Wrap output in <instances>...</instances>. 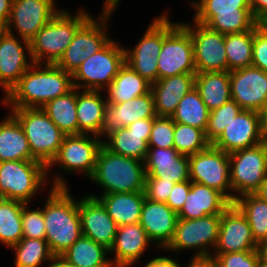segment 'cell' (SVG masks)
<instances>
[{"instance_id": "5bb4252c", "label": "cell", "mask_w": 267, "mask_h": 267, "mask_svg": "<svg viewBox=\"0 0 267 267\" xmlns=\"http://www.w3.org/2000/svg\"><path fill=\"white\" fill-rule=\"evenodd\" d=\"M189 176L192 182L216 189L233 203L229 153L210 145L206 150L190 155Z\"/></svg>"}, {"instance_id": "f5cc1de1", "label": "cell", "mask_w": 267, "mask_h": 267, "mask_svg": "<svg viewBox=\"0 0 267 267\" xmlns=\"http://www.w3.org/2000/svg\"><path fill=\"white\" fill-rule=\"evenodd\" d=\"M186 267H218L214 256H192Z\"/></svg>"}, {"instance_id": "e575fe53", "label": "cell", "mask_w": 267, "mask_h": 267, "mask_svg": "<svg viewBox=\"0 0 267 267\" xmlns=\"http://www.w3.org/2000/svg\"><path fill=\"white\" fill-rule=\"evenodd\" d=\"M107 253L109 250L82 235L60 256L80 267H113Z\"/></svg>"}, {"instance_id": "d6a6232c", "label": "cell", "mask_w": 267, "mask_h": 267, "mask_svg": "<svg viewBox=\"0 0 267 267\" xmlns=\"http://www.w3.org/2000/svg\"><path fill=\"white\" fill-rule=\"evenodd\" d=\"M195 89L209 111L231 100L230 72L214 71L195 74Z\"/></svg>"}, {"instance_id": "83f0119b", "label": "cell", "mask_w": 267, "mask_h": 267, "mask_svg": "<svg viewBox=\"0 0 267 267\" xmlns=\"http://www.w3.org/2000/svg\"><path fill=\"white\" fill-rule=\"evenodd\" d=\"M232 203L219 191L191 181L185 204L177 213L181 219H197L207 215H222Z\"/></svg>"}, {"instance_id": "7c38bea8", "label": "cell", "mask_w": 267, "mask_h": 267, "mask_svg": "<svg viewBox=\"0 0 267 267\" xmlns=\"http://www.w3.org/2000/svg\"><path fill=\"white\" fill-rule=\"evenodd\" d=\"M221 215H207L197 219L178 218L174 236L165 251L180 252L195 249L193 256H210L218 240ZM212 247V248H210ZM209 248V249H208Z\"/></svg>"}, {"instance_id": "6da1fadb", "label": "cell", "mask_w": 267, "mask_h": 267, "mask_svg": "<svg viewBox=\"0 0 267 267\" xmlns=\"http://www.w3.org/2000/svg\"><path fill=\"white\" fill-rule=\"evenodd\" d=\"M59 174L52 179L50 192L42 207L45 240L54 256H60L82 236L79 200L74 199L64 176Z\"/></svg>"}, {"instance_id": "7a4b0ae2", "label": "cell", "mask_w": 267, "mask_h": 267, "mask_svg": "<svg viewBox=\"0 0 267 267\" xmlns=\"http://www.w3.org/2000/svg\"><path fill=\"white\" fill-rule=\"evenodd\" d=\"M73 88L72 74L56 64L33 63L4 96L2 104L8 108H42Z\"/></svg>"}, {"instance_id": "52a82bcc", "label": "cell", "mask_w": 267, "mask_h": 267, "mask_svg": "<svg viewBox=\"0 0 267 267\" xmlns=\"http://www.w3.org/2000/svg\"><path fill=\"white\" fill-rule=\"evenodd\" d=\"M163 13V42L158 55V79L180 74H196L191 35L180 23Z\"/></svg>"}, {"instance_id": "8992f818", "label": "cell", "mask_w": 267, "mask_h": 267, "mask_svg": "<svg viewBox=\"0 0 267 267\" xmlns=\"http://www.w3.org/2000/svg\"><path fill=\"white\" fill-rule=\"evenodd\" d=\"M22 126L32 156L48 166L59 152L66 134L48 117L42 108H10Z\"/></svg>"}, {"instance_id": "cb8c5ba5", "label": "cell", "mask_w": 267, "mask_h": 267, "mask_svg": "<svg viewBox=\"0 0 267 267\" xmlns=\"http://www.w3.org/2000/svg\"><path fill=\"white\" fill-rule=\"evenodd\" d=\"M154 119H139L109 134L107 140H103V145L113 153L144 161L149 149L148 140Z\"/></svg>"}, {"instance_id": "f6af8a7d", "label": "cell", "mask_w": 267, "mask_h": 267, "mask_svg": "<svg viewBox=\"0 0 267 267\" xmlns=\"http://www.w3.org/2000/svg\"><path fill=\"white\" fill-rule=\"evenodd\" d=\"M30 203H24L22 207V231L23 238L45 239V220L42 208L29 210Z\"/></svg>"}, {"instance_id": "7dc6e473", "label": "cell", "mask_w": 267, "mask_h": 267, "mask_svg": "<svg viewBox=\"0 0 267 267\" xmlns=\"http://www.w3.org/2000/svg\"><path fill=\"white\" fill-rule=\"evenodd\" d=\"M252 66L267 72V27L260 23L254 26Z\"/></svg>"}, {"instance_id": "8d00e7d4", "label": "cell", "mask_w": 267, "mask_h": 267, "mask_svg": "<svg viewBox=\"0 0 267 267\" xmlns=\"http://www.w3.org/2000/svg\"><path fill=\"white\" fill-rule=\"evenodd\" d=\"M24 202L0 198V243L11 248L23 238L22 207Z\"/></svg>"}, {"instance_id": "db71d44e", "label": "cell", "mask_w": 267, "mask_h": 267, "mask_svg": "<svg viewBox=\"0 0 267 267\" xmlns=\"http://www.w3.org/2000/svg\"><path fill=\"white\" fill-rule=\"evenodd\" d=\"M12 0H0V28L8 22L11 13Z\"/></svg>"}, {"instance_id": "9c48e42d", "label": "cell", "mask_w": 267, "mask_h": 267, "mask_svg": "<svg viewBox=\"0 0 267 267\" xmlns=\"http://www.w3.org/2000/svg\"><path fill=\"white\" fill-rule=\"evenodd\" d=\"M124 64L125 48L111 39L76 69L72 74L73 86L80 90L104 92Z\"/></svg>"}, {"instance_id": "ee69618b", "label": "cell", "mask_w": 267, "mask_h": 267, "mask_svg": "<svg viewBox=\"0 0 267 267\" xmlns=\"http://www.w3.org/2000/svg\"><path fill=\"white\" fill-rule=\"evenodd\" d=\"M149 148L174 147V121L171 117L156 116L148 140Z\"/></svg>"}, {"instance_id": "6f0895ef", "label": "cell", "mask_w": 267, "mask_h": 267, "mask_svg": "<svg viewBox=\"0 0 267 267\" xmlns=\"http://www.w3.org/2000/svg\"><path fill=\"white\" fill-rule=\"evenodd\" d=\"M261 115V129L264 139L267 137V103L260 112Z\"/></svg>"}, {"instance_id": "3957f363", "label": "cell", "mask_w": 267, "mask_h": 267, "mask_svg": "<svg viewBox=\"0 0 267 267\" xmlns=\"http://www.w3.org/2000/svg\"><path fill=\"white\" fill-rule=\"evenodd\" d=\"M145 177L144 161L113 153L102 145L89 180L104 190L101 195H106L145 191Z\"/></svg>"}, {"instance_id": "5b68a950", "label": "cell", "mask_w": 267, "mask_h": 267, "mask_svg": "<svg viewBox=\"0 0 267 267\" xmlns=\"http://www.w3.org/2000/svg\"><path fill=\"white\" fill-rule=\"evenodd\" d=\"M190 4L196 12L193 22L219 33L248 31L258 23L252 15L250 0H196Z\"/></svg>"}, {"instance_id": "484cf974", "label": "cell", "mask_w": 267, "mask_h": 267, "mask_svg": "<svg viewBox=\"0 0 267 267\" xmlns=\"http://www.w3.org/2000/svg\"><path fill=\"white\" fill-rule=\"evenodd\" d=\"M144 166L145 178H164L174 183L190 180L189 156L180 154L174 147L149 148Z\"/></svg>"}, {"instance_id": "4dcf8cb0", "label": "cell", "mask_w": 267, "mask_h": 267, "mask_svg": "<svg viewBox=\"0 0 267 267\" xmlns=\"http://www.w3.org/2000/svg\"><path fill=\"white\" fill-rule=\"evenodd\" d=\"M101 90L77 89L78 134L98 136L104 122L106 98Z\"/></svg>"}, {"instance_id": "f907efd6", "label": "cell", "mask_w": 267, "mask_h": 267, "mask_svg": "<svg viewBox=\"0 0 267 267\" xmlns=\"http://www.w3.org/2000/svg\"><path fill=\"white\" fill-rule=\"evenodd\" d=\"M250 8L258 23L263 24L267 21V0H250Z\"/></svg>"}, {"instance_id": "f1b7e54d", "label": "cell", "mask_w": 267, "mask_h": 267, "mask_svg": "<svg viewBox=\"0 0 267 267\" xmlns=\"http://www.w3.org/2000/svg\"><path fill=\"white\" fill-rule=\"evenodd\" d=\"M195 88V74H180L158 79L151 84L157 116L171 117L180 100Z\"/></svg>"}, {"instance_id": "f35d334b", "label": "cell", "mask_w": 267, "mask_h": 267, "mask_svg": "<svg viewBox=\"0 0 267 267\" xmlns=\"http://www.w3.org/2000/svg\"><path fill=\"white\" fill-rule=\"evenodd\" d=\"M234 204L246 216L255 242L267 240V202L254 194H244L235 199Z\"/></svg>"}, {"instance_id": "277c9868", "label": "cell", "mask_w": 267, "mask_h": 267, "mask_svg": "<svg viewBox=\"0 0 267 267\" xmlns=\"http://www.w3.org/2000/svg\"><path fill=\"white\" fill-rule=\"evenodd\" d=\"M61 9L29 41L33 63L56 64L68 48L77 30L91 17L84 9L76 15Z\"/></svg>"}, {"instance_id": "60d3db41", "label": "cell", "mask_w": 267, "mask_h": 267, "mask_svg": "<svg viewBox=\"0 0 267 267\" xmlns=\"http://www.w3.org/2000/svg\"><path fill=\"white\" fill-rule=\"evenodd\" d=\"M10 249L15 252V267H40L45 261L50 266L53 258L45 239L22 238Z\"/></svg>"}, {"instance_id": "bcb514c9", "label": "cell", "mask_w": 267, "mask_h": 267, "mask_svg": "<svg viewBox=\"0 0 267 267\" xmlns=\"http://www.w3.org/2000/svg\"><path fill=\"white\" fill-rule=\"evenodd\" d=\"M218 267H257L260 261L258 250L230 253H214Z\"/></svg>"}, {"instance_id": "d6986e66", "label": "cell", "mask_w": 267, "mask_h": 267, "mask_svg": "<svg viewBox=\"0 0 267 267\" xmlns=\"http://www.w3.org/2000/svg\"><path fill=\"white\" fill-rule=\"evenodd\" d=\"M230 90L243 110L260 113L267 103V72L254 66L230 71Z\"/></svg>"}, {"instance_id": "b9f144b4", "label": "cell", "mask_w": 267, "mask_h": 267, "mask_svg": "<svg viewBox=\"0 0 267 267\" xmlns=\"http://www.w3.org/2000/svg\"><path fill=\"white\" fill-rule=\"evenodd\" d=\"M211 143L202 129L174 122V148L182 155H193L206 150Z\"/></svg>"}, {"instance_id": "94428289", "label": "cell", "mask_w": 267, "mask_h": 267, "mask_svg": "<svg viewBox=\"0 0 267 267\" xmlns=\"http://www.w3.org/2000/svg\"><path fill=\"white\" fill-rule=\"evenodd\" d=\"M257 267H267V263H263L261 260L258 263Z\"/></svg>"}, {"instance_id": "91938a15", "label": "cell", "mask_w": 267, "mask_h": 267, "mask_svg": "<svg viewBox=\"0 0 267 267\" xmlns=\"http://www.w3.org/2000/svg\"><path fill=\"white\" fill-rule=\"evenodd\" d=\"M119 2L121 3V0H105L102 8H115V9H117Z\"/></svg>"}, {"instance_id": "d4e9b609", "label": "cell", "mask_w": 267, "mask_h": 267, "mask_svg": "<svg viewBox=\"0 0 267 267\" xmlns=\"http://www.w3.org/2000/svg\"><path fill=\"white\" fill-rule=\"evenodd\" d=\"M178 221V214L166 203L149 200L145 197L139 223L146 231L155 248L165 249L171 242Z\"/></svg>"}, {"instance_id": "d590c367", "label": "cell", "mask_w": 267, "mask_h": 267, "mask_svg": "<svg viewBox=\"0 0 267 267\" xmlns=\"http://www.w3.org/2000/svg\"><path fill=\"white\" fill-rule=\"evenodd\" d=\"M77 88L42 107L51 121L66 135L78 134Z\"/></svg>"}, {"instance_id": "4fadbf2b", "label": "cell", "mask_w": 267, "mask_h": 267, "mask_svg": "<svg viewBox=\"0 0 267 267\" xmlns=\"http://www.w3.org/2000/svg\"><path fill=\"white\" fill-rule=\"evenodd\" d=\"M102 145L103 140L95 135H65L58 154L47 166V170L57 165L66 174L84 173L88 180L94 172L97 155Z\"/></svg>"}, {"instance_id": "ac0fdd59", "label": "cell", "mask_w": 267, "mask_h": 267, "mask_svg": "<svg viewBox=\"0 0 267 267\" xmlns=\"http://www.w3.org/2000/svg\"><path fill=\"white\" fill-rule=\"evenodd\" d=\"M32 64L30 42L0 28V87L4 96Z\"/></svg>"}, {"instance_id": "7402d4cb", "label": "cell", "mask_w": 267, "mask_h": 267, "mask_svg": "<svg viewBox=\"0 0 267 267\" xmlns=\"http://www.w3.org/2000/svg\"><path fill=\"white\" fill-rule=\"evenodd\" d=\"M156 116L154 98L151 91L122 103L110 104L106 102L104 122L98 137H101L102 140V136L105 138L139 119L155 118Z\"/></svg>"}, {"instance_id": "30bf717a", "label": "cell", "mask_w": 267, "mask_h": 267, "mask_svg": "<svg viewBox=\"0 0 267 267\" xmlns=\"http://www.w3.org/2000/svg\"><path fill=\"white\" fill-rule=\"evenodd\" d=\"M99 17H90L75 33L56 65L73 74L87 57L102 49L112 38L107 34L108 20L115 8H102ZM109 36V37H108Z\"/></svg>"}, {"instance_id": "ba28073f", "label": "cell", "mask_w": 267, "mask_h": 267, "mask_svg": "<svg viewBox=\"0 0 267 267\" xmlns=\"http://www.w3.org/2000/svg\"><path fill=\"white\" fill-rule=\"evenodd\" d=\"M47 166L38 160L0 162V198L30 203L47 186Z\"/></svg>"}, {"instance_id": "8fae6325", "label": "cell", "mask_w": 267, "mask_h": 267, "mask_svg": "<svg viewBox=\"0 0 267 267\" xmlns=\"http://www.w3.org/2000/svg\"><path fill=\"white\" fill-rule=\"evenodd\" d=\"M230 183L235 199L253 194L267 178V144L261 142L229 154Z\"/></svg>"}, {"instance_id": "9a60e30c", "label": "cell", "mask_w": 267, "mask_h": 267, "mask_svg": "<svg viewBox=\"0 0 267 267\" xmlns=\"http://www.w3.org/2000/svg\"><path fill=\"white\" fill-rule=\"evenodd\" d=\"M55 0H12L11 13L3 29L30 41L61 9ZM13 27V28H12Z\"/></svg>"}, {"instance_id": "7bdbcfd3", "label": "cell", "mask_w": 267, "mask_h": 267, "mask_svg": "<svg viewBox=\"0 0 267 267\" xmlns=\"http://www.w3.org/2000/svg\"><path fill=\"white\" fill-rule=\"evenodd\" d=\"M243 109L234 101L229 100L221 107L209 112V118L205 135L207 140L212 144L220 134Z\"/></svg>"}, {"instance_id": "74e56055", "label": "cell", "mask_w": 267, "mask_h": 267, "mask_svg": "<svg viewBox=\"0 0 267 267\" xmlns=\"http://www.w3.org/2000/svg\"><path fill=\"white\" fill-rule=\"evenodd\" d=\"M254 27L240 33L225 34L228 71L252 66Z\"/></svg>"}, {"instance_id": "2e32d148", "label": "cell", "mask_w": 267, "mask_h": 267, "mask_svg": "<svg viewBox=\"0 0 267 267\" xmlns=\"http://www.w3.org/2000/svg\"><path fill=\"white\" fill-rule=\"evenodd\" d=\"M194 23L193 25L181 24L191 35L196 73L228 71L225 34L213 31L197 22Z\"/></svg>"}, {"instance_id": "1f68e13d", "label": "cell", "mask_w": 267, "mask_h": 267, "mask_svg": "<svg viewBox=\"0 0 267 267\" xmlns=\"http://www.w3.org/2000/svg\"><path fill=\"white\" fill-rule=\"evenodd\" d=\"M36 160L18 120L10 113L0 121V162Z\"/></svg>"}, {"instance_id": "4316f807", "label": "cell", "mask_w": 267, "mask_h": 267, "mask_svg": "<svg viewBox=\"0 0 267 267\" xmlns=\"http://www.w3.org/2000/svg\"><path fill=\"white\" fill-rule=\"evenodd\" d=\"M153 242L140 225L128 224L117 227L114 243L109 251L114 259L110 258L113 267H131L137 263Z\"/></svg>"}, {"instance_id": "681fc988", "label": "cell", "mask_w": 267, "mask_h": 267, "mask_svg": "<svg viewBox=\"0 0 267 267\" xmlns=\"http://www.w3.org/2000/svg\"><path fill=\"white\" fill-rule=\"evenodd\" d=\"M191 189V180H187L181 183H175L166 204L176 213H178L183 205L187 195Z\"/></svg>"}, {"instance_id": "e0dca14e", "label": "cell", "mask_w": 267, "mask_h": 267, "mask_svg": "<svg viewBox=\"0 0 267 267\" xmlns=\"http://www.w3.org/2000/svg\"><path fill=\"white\" fill-rule=\"evenodd\" d=\"M163 42V14L150 22L132 49L125 48V63L149 83L158 80V55Z\"/></svg>"}, {"instance_id": "816d5d0a", "label": "cell", "mask_w": 267, "mask_h": 267, "mask_svg": "<svg viewBox=\"0 0 267 267\" xmlns=\"http://www.w3.org/2000/svg\"><path fill=\"white\" fill-rule=\"evenodd\" d=\"M172 256H158L149 260L143 267H182L176 259H172Z\"/></svg>"}, {"instance_id": "603a6c76", "label": "cell", "mask_w": 267, "mask_h": 267, "mask_svg": "<svg viewBox=\"0 0 267 267\" xmlns=\"http://www.w3.org/2000/svg\"><path fill=\"white\" fill-rule=\"evenodd\" d=\"M79 214L82 235L110 251L118 226L103 204L97 198L86 194L79 200Z\"/></svg>"}, {"instance_id": "f546056e", "label": "cell", "mask_w": 267, "mask_h": 267, "mask_svg": "<svg viewBox=\"0 0 267 267\" xmlns=\"http://www.w3.org/2000/svg\"><path fill=\"white\" fill-rule=\"evenodd\" d=\"M88 196L97 198L103 204L118 227L139 223L141 208L146 197L144 191L109 193L100 197L95 194H89Z\"/></svg>"}, {"instance_id": "836d02e7", "label": "cell", "mask_w": 267, "mask_h": 267, "mask_svg": "<svg viewBox=\"0 0 267 267\" xmlns=\"http://www.w3.org/2000/svg\"><path fill=\"white\" fill-rule=\"evenodd\" d=\"M105 90L107 102L117 104L149 93L151 83L125 63Z\"/></svg>"}, {"instance_id": "ffe728a7", "label": "cell", "mask_w": 267, "mask_h": 267, "mask_svg": "<svg viewBox=\"0 0 267 267\" xmlns=\"http://www.w3.org/2000/svg\"><path fill=\"white\" fill-rule=\"evenodd\" d=\"M264 142L261 115L252 110H242L211 144L226 153L253 147Z\"/></svg>"}, {"instance_id": "680465c9", "label": "cell", "mask_w": 267, "mask_h": 267, "mask_svg": "<svg viewBox=\"0 0 267 267\" xmlns=\"http://www.w3.org/2000/svg\"><path fill=\"white\" fill-rule=\"evenodd\" d=\"M257 250L259 253L260 260L263 263H267V240L260 242L258 244Z\"/></svg>"}, {"instance_id": "ab89813d", "label": "cell", "mask_w": 267, "mask_h": 267, "mask_svg": "<svg viewBox=\"0 0 267 267\" xmlns=\"http://www.w3.org/2000/svg\"><path fill=\"white\" fill-rule=\"evenodd\" d=\"M209 112L199 92L193 88L180 100L171 118L174 122L190 125L205 132Z\"/></svg>"}, {"instance_id": "44dd1931", "label": "cell", "mask_w": 267, "mask_h": 267, "mask_svg": "<svg viewBox=\"0 0 267 267\" xmlns=\"http://www.w3.org/2000/svg\"><path fill=\"white\" fill-rule=\"evenodd\" d=\"M257 247L246 216L232 203L221 215L214 253L253 251Z\"/></svg>"}, {"instance_id": "9f6ffc18", "label": "cell", "mask_w": 267, "mask_h": 267, "mask_svg": "<svg viewBox=\"0 0 267 267\" xmlns=\"http://www.w3.org/2000/svg\"><path fill=\"white\" fill-rule=\"evenodd\" d=\"M253 194L260 200L267 202V178L261 183L259 188Z\"/></svg>"}, {"instance_id": "11a10c76", "label": "cell", "mask_w": 267, "mask_h": 267, "mask_svg": "<svg viewBox=\"0 0 267 267\" xmlns=\"http://www.w3.org/2000/svg\"><path fill=\"white\" fill-rule=\"evenodd\" d=\"M49 267H80L67 262L61 256H53Z\"/></svg>"}, {"instance_id": "c3c4849f", "label": "cell", "mask_w": 267, "mask_h": 267, "mask_svg": "<svg viewBox=\"0 0 267 267\" xmlns=\"http://www.w3.org/2000/svg\"><path fill=\"white\" fill-rule=\"evenodd\" d=\"M174 185L164 178H145V196L149 200L166 203Z\"/></svg>"}]
</instances>
